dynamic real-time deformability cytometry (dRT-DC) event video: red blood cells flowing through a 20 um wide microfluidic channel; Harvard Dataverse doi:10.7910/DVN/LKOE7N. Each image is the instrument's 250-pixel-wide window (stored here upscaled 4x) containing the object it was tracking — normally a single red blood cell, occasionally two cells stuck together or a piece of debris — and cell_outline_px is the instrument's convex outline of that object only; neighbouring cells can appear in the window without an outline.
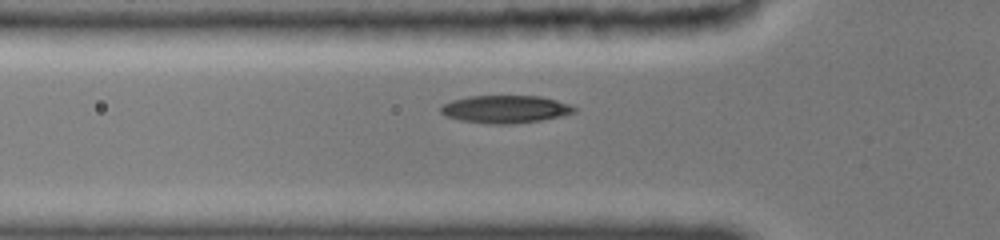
{"species": "common noctule bat (a hibernating species)", "species_latin": "Nyctalus noctula", "temperature_condition": "cold", "stored_images_in_passage": 41, "camera_frame_rate_fps": 3000, "um_per_image_px": 0.085, "animal": {"sex": "female", "body_mass_g": 19.0, "forearm_length_mm": 51.5}, "frame": {"image": 1, "passage_image": 11, "time_ms": 3.333, "image_size_px": [1000, 240], "cell_outline_px": [[580, 108], [576, 112], [540, 120], [504, 124], [500, 124], [460, 120], [444, 116], [440, 112], [440, 108], [444, 104], [452, 100], [468, 96], [540, 96], [572, 104]], "centroid_in_image_um": [42.98, 9.26], "position_along_channel_um": 82.8, "area_um2": 21.39}}
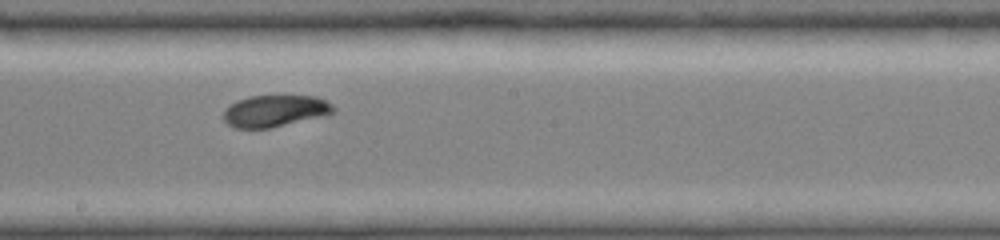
{"frame": {"image": 2, "passage_image": 22, "time_ms": 7.0, "image_size_px": [1000, 240], "cell_outline_px": [[336, 112], [328, 116], [268, 128], [236, 128], [228, 124], [224, 120], [224, 108], [228, 104], [236, 100], [248, 96], [316, 96], [332, 104], [336, 108]], "centroid_in_image_um": [23.4, 9.43], "position_along_channel_um": 224.8, "area_um2": 20.63}}
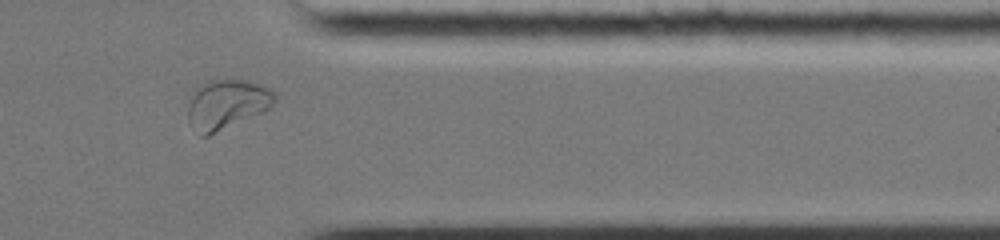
{"frame": {"image": 3, "passage_image": 35, "time_ms": 11.333, "image_size_px": [1000, 240], "cell_outline_px": [[276, 100], [264, 112], [208, 136], [200, 136], [188, 120], [188, 108], [196, 88], [200, 84], [208, 80], [248, 80], [260, 84], [276, 92]], "centroid_in_image_um": [19.3, 8.86], "position_along_channel_um": 392.1, "area_um2": 25.03}}